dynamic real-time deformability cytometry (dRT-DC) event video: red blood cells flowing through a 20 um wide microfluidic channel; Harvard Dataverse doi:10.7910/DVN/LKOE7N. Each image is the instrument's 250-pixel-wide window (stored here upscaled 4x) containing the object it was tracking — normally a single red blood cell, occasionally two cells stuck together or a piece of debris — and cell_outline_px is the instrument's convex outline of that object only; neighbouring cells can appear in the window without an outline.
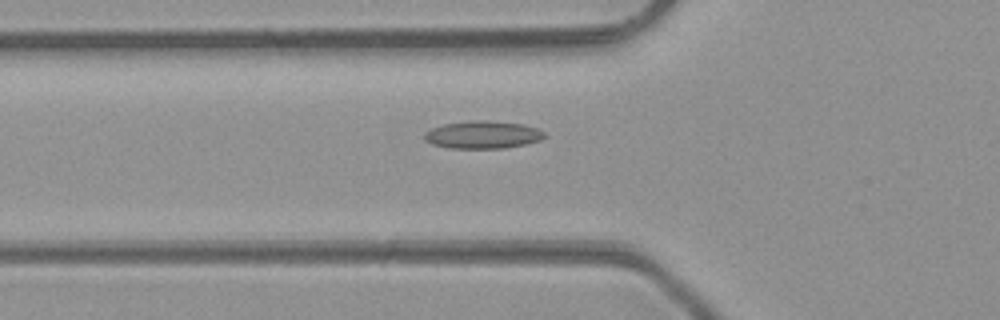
{"species": "common noctule bat (a hibernating species)", "species_latin": "Nyctalus noctula", "temperature_condition": "room temperature", "stored_images_in_passage": 33, "camera_frame_rate_fps": 3000, "um_per_image_px": 0.085, "animal": {"sex": "male", "body_mass_g": 23.1, "forearm_length_mm": 52.7}, "frame": {"image": 1, "passage_image": 2, "time_ms": 0.333, "image_size_px": [1000, 320], "cell_outline_px": [[544, 136], [540, 140], [524, 144], [504, 148], [448, 148], [432, 144], [424, 140], [424, 132], [432, 128], [444, 124], [472, 120], [484, 120], [520, 124], [536, 128], [544, 132]], "centroid_in_image_um": [40.98, 11.46], "position_along_channel_um": 84.8, "area_um2": 19.13}}
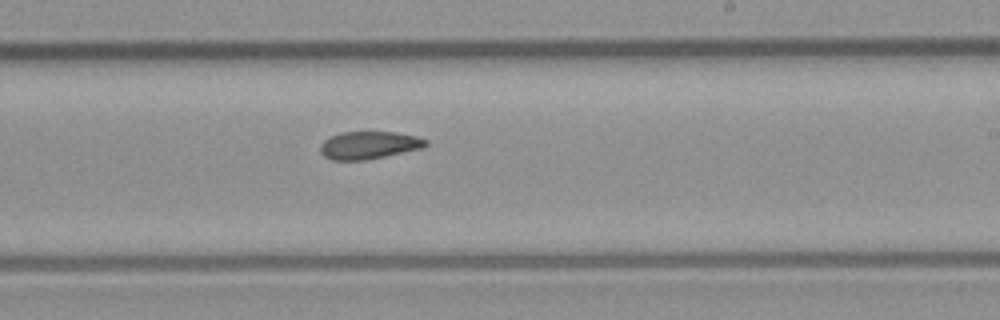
{"frame": {"image": 2, "passage_image": 14, "time_ms": 4.333, "image_size_px": [1000, 320], "cell_outline_px": [[428, 144], [424, 148], [364, 160], [332, 160], [324, 156], [320, 152], [320, 144], [328, 136], [340, 132], [396, 132], [416, 136], [428, 140]], "centroid_in_image_um": [31.35, 12.33], "position_along_channel_um": 257.7, "area_um2": 17.11}}
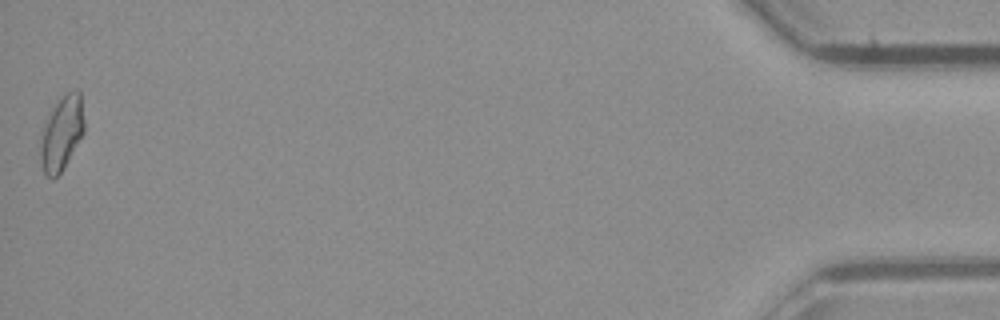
{"frame": {"image": 3, "passage_image": 33, "time_ms": 10.667, "image_size_px": [1000, 320], "cell_outline_px": [[84, 132], [64, 168], [52, 180], [44, 176], [40, 164], [40, 132], [44, 120], [52, 108], [68, 92], [80, 92], [84, 120]], "centroid_in_image_um": [5.19, 11.4], "position_along_channel_um": 430.0, "area_um2": 19.13}, "authors_computed_cell_mechanics": {"area_um2": 17.629, "velocity_mm_per_s": 4.2944, "shape_relaxation_time_tau1_ms": null, "shape_relaxation_time_tau2_ms": 4.5764, "deformation_change_tau1": null, "deformation_change_tau2": 0.1121}}